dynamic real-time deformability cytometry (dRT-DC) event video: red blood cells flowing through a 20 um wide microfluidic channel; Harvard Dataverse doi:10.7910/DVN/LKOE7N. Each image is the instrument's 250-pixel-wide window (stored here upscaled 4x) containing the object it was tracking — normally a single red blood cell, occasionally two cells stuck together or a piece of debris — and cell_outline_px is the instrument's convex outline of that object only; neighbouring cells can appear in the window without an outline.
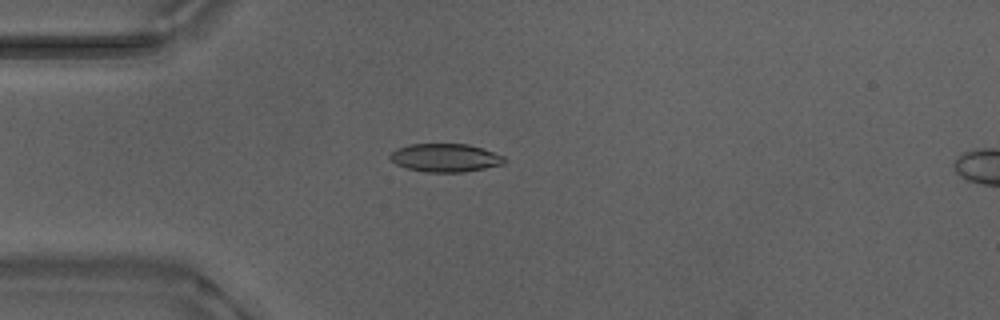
{"species": "Egyptian fruit bat (a non-hibernating species)", "species_latin": "Rousettus aegyptiacus", "temperature_condition": "warm", "stored_images_in_passage": 40, "camera_frame_rate_fps": 3000, "um_per_image_px": 0.085, "animal": {"sex": "male"}, "frame": {"image": 1, "passage_image": 1, "time_ms": 0.0, "image_size_px": [1000, 320], "cell_outline_px": [[504, 164], [464, 172], [424, 172], [408, 168], [396, 164], [388, 156], [396, 148], [408, 144], [468, 144], [504, 156]], "centroid_in_image_um": [37.81, 13.41], "position_along_channel_um": 47.2, "area_um2": 18.67}}
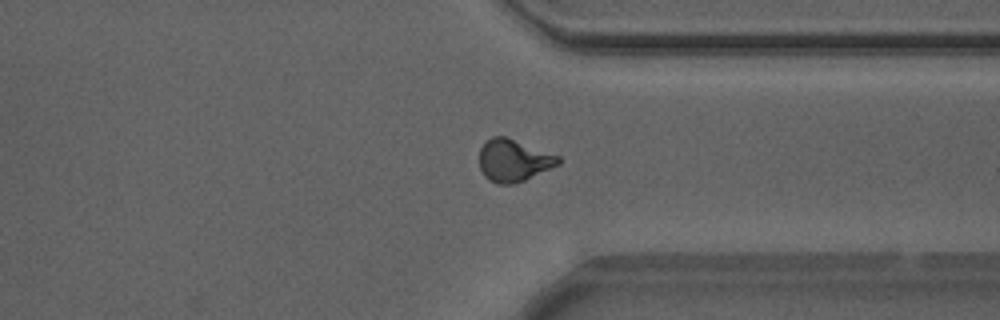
{"frame": {"image": 2, "passage_image": 27, "time_ms": 8.667, "image_size_px": [1000, 320], "cell_outline_px": [[560, 164], [524, 180], [512, 184], [496, 184], [488, 180], [484, 176], [480, 168], [480, 148], [492, 136], [504, 136], [560, 156]], "centroid_in_image_um": [43.64, 13.65], "position_along_channel_um": 367.8, "area_um2": 19.25}}
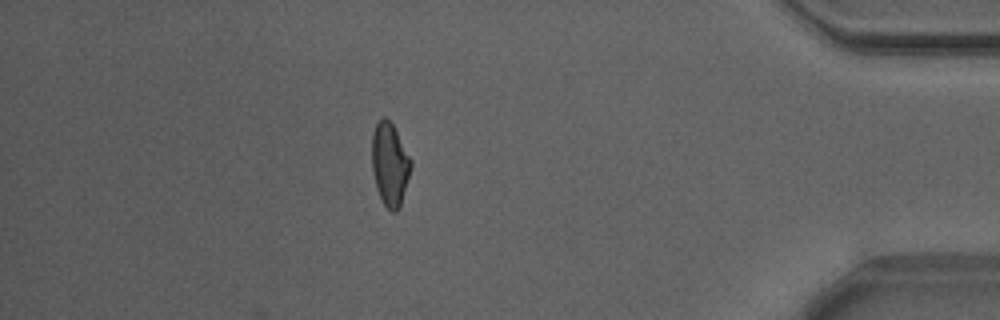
{"frame": {"image": 3, "passage_image": 33, "time_ms": 10.667, "image_size_px": [1000, 320], "cell_outline_px": [[412, 164], [400, 208], [396, 212], [392, 212], [384, 204], [376, 188], [372, 172], [372, 132], [376, 124], [384, 116], [392, 124], [412, 160]], "centroid_in_image_um": [33.13, 13.98], "position_along_channel_um": 402.1, "area_um2": 18.79}, "authors_computed_cell_mechanics": {"area_um2": 18.7272, "velocity_mm_per_s": 3.8814, "shape_relaxation_time_tau1_ms": 6.6475, "shape_relaxation_time_tau2_ms": 1.206, "deformation_change_tau1": 0.1908, "deformation_change_tau2": 0.0576}}